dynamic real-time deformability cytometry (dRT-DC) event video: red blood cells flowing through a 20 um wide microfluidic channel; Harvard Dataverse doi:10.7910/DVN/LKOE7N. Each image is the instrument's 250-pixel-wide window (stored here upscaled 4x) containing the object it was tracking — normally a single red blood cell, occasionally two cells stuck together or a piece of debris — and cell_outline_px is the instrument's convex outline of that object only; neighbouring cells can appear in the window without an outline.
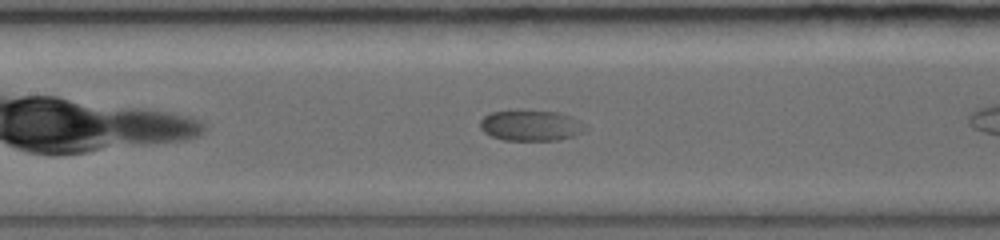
{"species": "common noctule bat (a hibernating species)", "species_latin": "Nyctalus noctula", "temperature_condition": "warm", "stored_images_in_passage": 29, "camera_frame_rate_fps": 5000, "um_per_image_px": 0.085, "animal": {"sex": "female", "body_mass_g": 19.0, "forearm_length_mm": 56.7}, "frame": {"image": 1, "passage_image": 17, "time_ms": 3.4, "image_size_px": [1000, 240], "cell_outline_px": [[580, 132], [572, 136], [556, 140], [504, 140], [492, 136], [484, 132], [480, 128], [480, 120], [484, 116], [492, 112], [520, 108], [560, 112], [568, 116], [572, 120]], "centroid_in_image_um": [44.91, 10.63], "position_along_channel_um": 162.5, "area_um2": 18.44}}
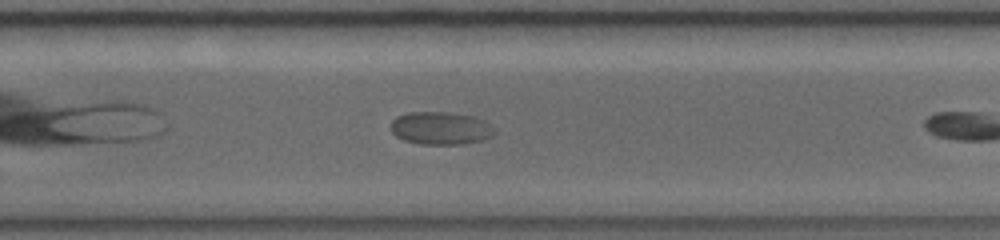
{"frame": {"image": 2, "passage_image": 25, "time_ms": 7.0, "image_size_px": [1000, 240], "cell_outline_px": [[496, 132], [492, 136], [480, 140], [460, 144], [420, 144], [404, 140], [396, 136], [392, 132], [392, 120], [396, 116], [408, 112], [452, 112], [476, 116], [484, 120], [496, 128]], "centroid_in_image_um": [37.48, 10.88], "position_along_channel_um": 292.3, "area_um2": 20.0}}